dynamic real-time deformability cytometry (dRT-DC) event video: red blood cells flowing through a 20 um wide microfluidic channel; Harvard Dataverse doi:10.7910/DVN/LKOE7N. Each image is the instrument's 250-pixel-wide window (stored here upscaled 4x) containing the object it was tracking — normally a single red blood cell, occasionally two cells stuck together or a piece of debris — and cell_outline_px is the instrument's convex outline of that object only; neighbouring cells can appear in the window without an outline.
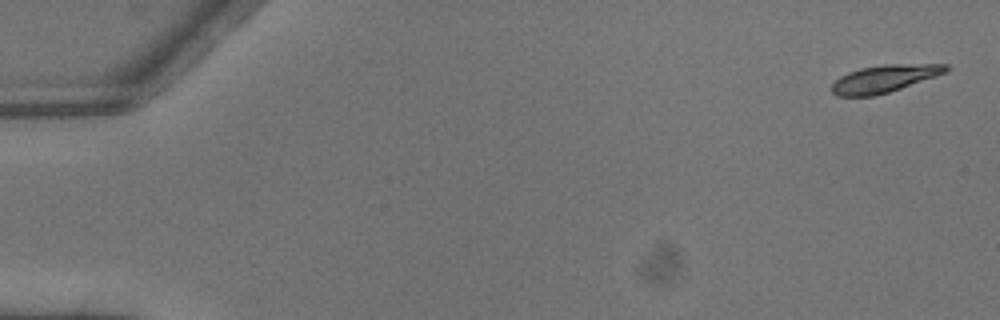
{"species": "common noctule bat (a hibernating species)", "species_latin": "Nyctalus noctula", "temperature_condition": "warm", "stored_images_in_passage": 7, "camera_frame_rate_fps": 3000, "um_per_image_px": 0.085, "animal": {"sex": "male", "body_mass_g": 13.3}, "frame": {"image": 1, "passage_image": 1, "time_ms": 0.0, "image_size_px": [1000, 320], "cell_outline_px": [[948, 68], [944, 72], [936, 76], [888, 92], [872, 96], [836, 96], [832, 92], [832, 84], [840, 76], [848, 72], [860, 68], [884, 64], [948, 64]], "centroid_in_image_um": [75.13, 6.68], "position_along_channel_um": 9.9, "area_um2": 17.98}}
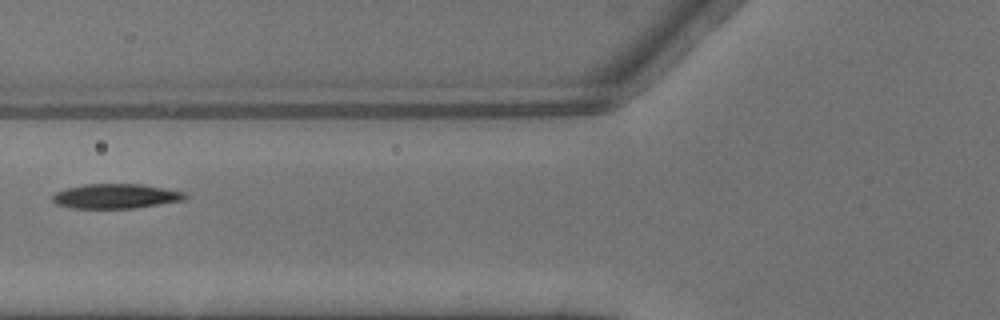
{"frame": {"image": 2, "passage_image": 6, "time_ms": 1.667, "image_size_px": [1000, 320], "cell_outline_px": [[188, 196], [184, 200], [136, 208], [72, 208], [56, 204], [52, 200], [52, 196], [56, 192], [64, 188], [84, 184], [140, 184], [164, 188], [184, 192]], "centroid_in_image_um": [9.82, 16.67], "position_along_channel_um": 116.0, "area_um2": 19.07}}
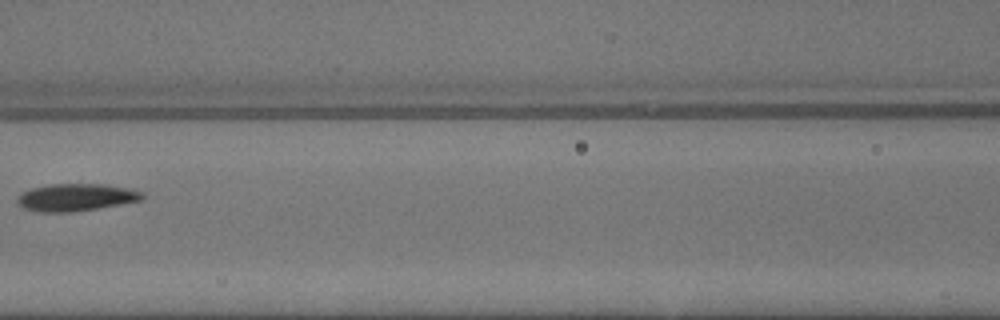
{"frame": {"image": 3, "passage_image": 7, "time_ms": 2.0, "image_size_px": [1000, 320], "cell_outline_px": [[144, 200], [72, 212], [40, 212], [20, 208], [16, 204], [16, 200], [20, 192], [32, 188], [52, 184], [104, 184], [128, 188], [144, 192]], "centroid_in_image_um": [6.42, 16.78], "position_along_channel_um": 160.2, "area_um2": 20.11}}